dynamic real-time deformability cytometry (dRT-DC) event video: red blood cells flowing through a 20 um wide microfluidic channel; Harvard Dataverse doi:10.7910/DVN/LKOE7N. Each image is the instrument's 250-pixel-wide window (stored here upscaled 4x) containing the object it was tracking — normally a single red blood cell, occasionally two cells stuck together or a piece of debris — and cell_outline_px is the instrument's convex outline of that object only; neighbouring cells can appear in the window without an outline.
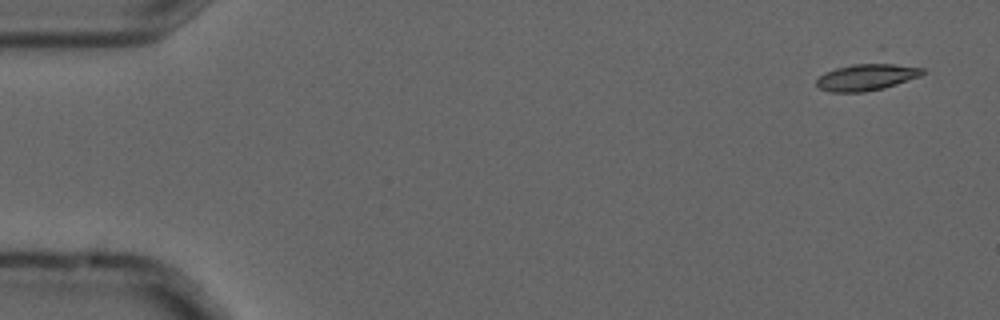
{"species": "common noctule bat (a hibernating species)", "species_latin": "Nyctalus noctula", "temperature_condition": "cold", "stored_images_in_passage": 14, "camera_frame_rate_fps": 3000, "um_per_image_px": 0.085, "animal": {"sex": "male", "forearm_length_mm": 52.5}, "frame": {"image": 1, "passage_image": 1, "time_ms": 0.0, "image_size_px": [1000, 320], "cell_outline_px": [[924, 72], [920, 76], [884, 88], [864, 92], [828, 92], [820, 88], [816, 84], [816, 80], [824, 72], [880, 48], [884, 48], [924, 68]], "centroid_in_image_um": [73.91, 6.21], "position_along_channel_um": 11.1, "area_um2": 21.27}}
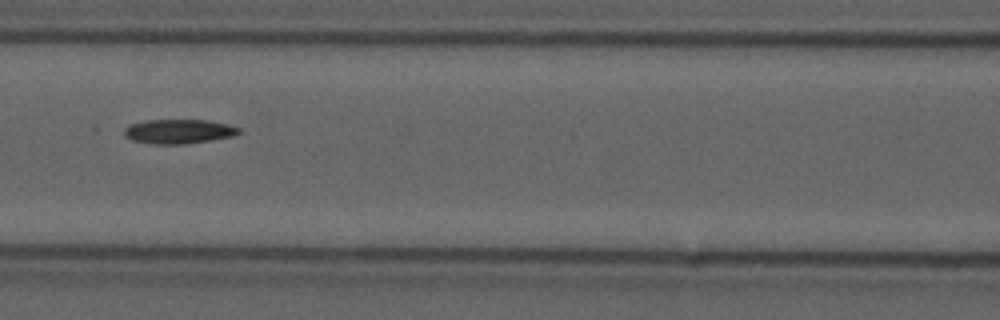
{"frame": {"image": 2, "passage_image": 6, "time_ms": 1.667, "image_size_px": [1000, 320], "cell_outline_px": [[240, 132], [232, 136], [212, 140], [184, 144], [152, 144], [132, 140], [124, 136], [124, 128], [128, 124], [144, 120], [208, 120], [228, 124], [240, 128]], "centroid_in_image_um": [15.15, 11.17], "position_along_channel_um": 151.4, "area_um2": 16.42}}
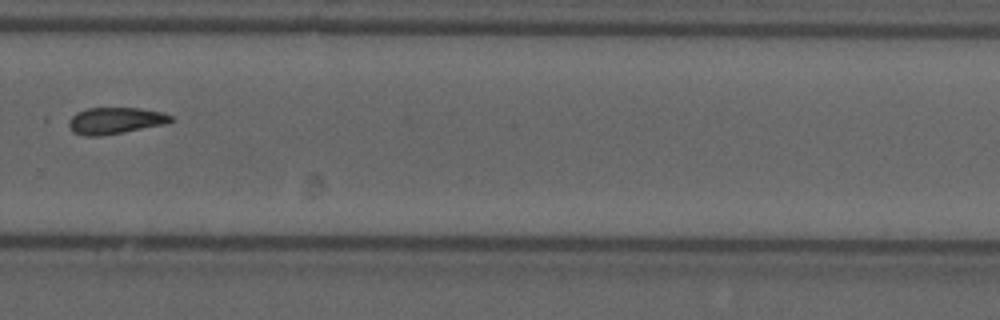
{"frame": {"image": 3, "passage_image": 10, "time_ms": 3.0, "image_size_px": [1000, 320], "cell_outline_px": [[172, 120], [164, 124], [124, 132], [100, 136], [84, 136], [72, 132], [64, 120], [76, 112], [88, 108], [140, 108], [164, 112], [172, 116]], "centroid_in_image_um": [9.71, 10.25], "position_along_channel_um": 320.1, "area_um2": 16.07}}